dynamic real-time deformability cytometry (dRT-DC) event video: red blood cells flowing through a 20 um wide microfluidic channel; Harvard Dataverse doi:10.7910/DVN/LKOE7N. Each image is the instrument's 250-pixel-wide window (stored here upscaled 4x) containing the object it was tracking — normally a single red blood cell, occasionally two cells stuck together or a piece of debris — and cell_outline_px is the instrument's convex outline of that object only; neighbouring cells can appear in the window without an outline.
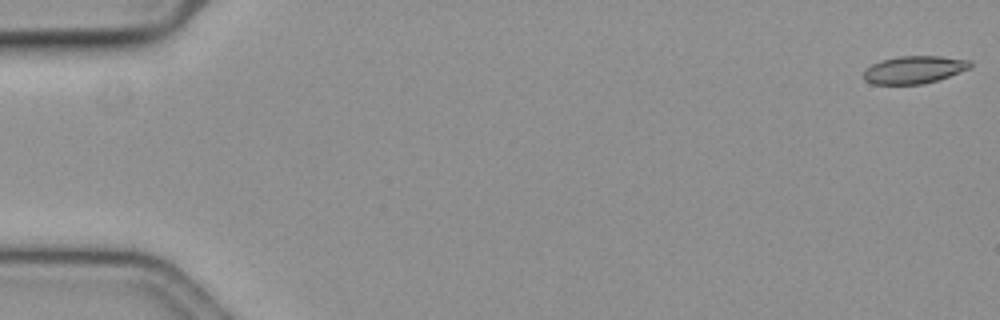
{"species": "common noctule bat (a hibernating species)", "species_latin": "Nyctalus noctula", "temperature_condition": "cold", "stored_images_in_passage": 59, "camera_frame_rate_fps": 3000, "um_per_image_px": 0.085, "animal": {"sex": "female", "body_mass_g": 19.3, "forearm_length_mm": 54.1}, "frame": {"image": 1, "passage_image": 1, "time_ms": 0.0, "image_size_px": [1000, 320], "cell_outline_px": [[972, 68], [924, 84], [872, 84], [864, 80], [864, 72], [872, 64], [880, 60], [900, 56], [940, 56], [972, 60]], "centroid_in_image_um": [77.73, 5.92], "position_along_channel_um": 7.3, "area_um2": 17.17}}
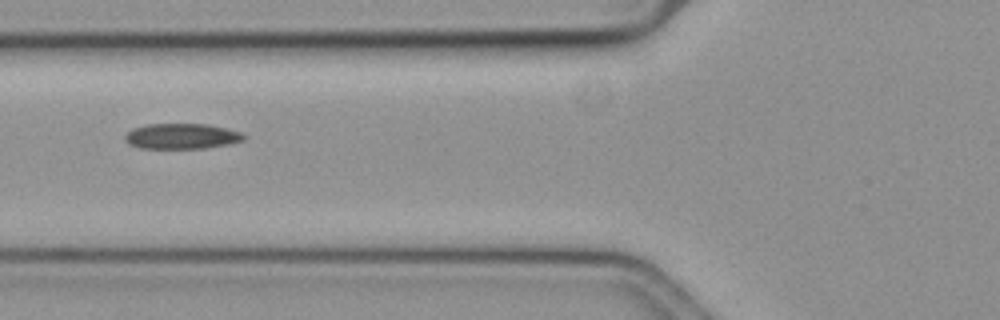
{"frame": {"image": 2, "passage_image": 23, "time_ms": 7.333, "image_size_px": [1000, 320], "cell_outline_px": [[248, 136], [244, 140], [228, 144], [204, 148], [140, 148], [128, 144], [124, 140], [124, 136], [132, 128], [148, 124], [208, 124], [240, 132]], "centroid_in_image_um": [15.42, 11.58], "position_along_channel_um": 110.4, "area_um2": 17.63}}
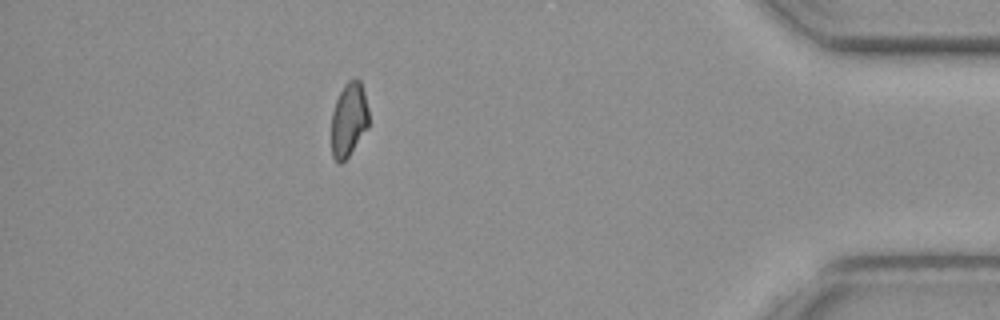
{"frame": {"image": 3, "passage_image": 52, "time_ms": 17.0, "image_size_px": [1000, 320], "cell_outline_px": [[368, 128], [348, 156], [340, 164], [336, 164], [332, 156], [332, 112], [336, 100], [344, 84], [348, 80], [356, 76], [360, 80], [364, 92], [368, 108]], "centroid_in_image_um": [29.65, 10.15], "position_along_channel_um": 405.6, "area_um2": 16.24}, "authors_computed_cell_mechanics": {"area_um2": 17.34, "velocity_mm_per_s": 3.5683, "shape_relaxation_time_tau1_ms": 5.4228, "shape_relaxation_time_tau2_ms": 3.7736, "deformation_change_tau1": 0.0998, "deformation_change_tau2": 0.0893}}